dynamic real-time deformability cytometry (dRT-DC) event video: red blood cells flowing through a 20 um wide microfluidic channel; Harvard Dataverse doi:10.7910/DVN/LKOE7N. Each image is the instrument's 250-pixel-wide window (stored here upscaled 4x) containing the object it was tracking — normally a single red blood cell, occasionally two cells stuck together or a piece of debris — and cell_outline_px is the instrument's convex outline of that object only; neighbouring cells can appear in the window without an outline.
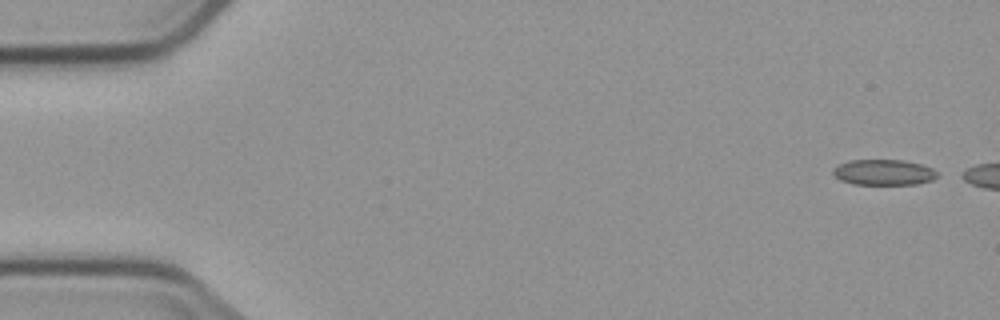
{"species": "common noctule bat (a hibernating species)", "species_latin": "Nyctalus noctula", "temperature_condition": "cold", "stored_images_in_passage": 4, "camera_frame_rate_fps": 3000, "um_per_image_px": 0.085, "animal": {"sex": "male", "body_mass_g": 23.1, "forearm_length_mm": 52.7}, "frame": {"image": 1, "passage_image": 1, "time_ms": 0.0, "image_size_px": [1000, 320], "cell_outline_px": [[940, 176], [932, 180], [916, 184], [852, 184], [840, 180], [832, 172], [832, 168], [848, 160], [904, 160], [920, 164], [932, 168]], "centroid_in_image_um": [75.11, 14.64], "position_along_channel_um": 9.9, "area_um2": 15.61}}